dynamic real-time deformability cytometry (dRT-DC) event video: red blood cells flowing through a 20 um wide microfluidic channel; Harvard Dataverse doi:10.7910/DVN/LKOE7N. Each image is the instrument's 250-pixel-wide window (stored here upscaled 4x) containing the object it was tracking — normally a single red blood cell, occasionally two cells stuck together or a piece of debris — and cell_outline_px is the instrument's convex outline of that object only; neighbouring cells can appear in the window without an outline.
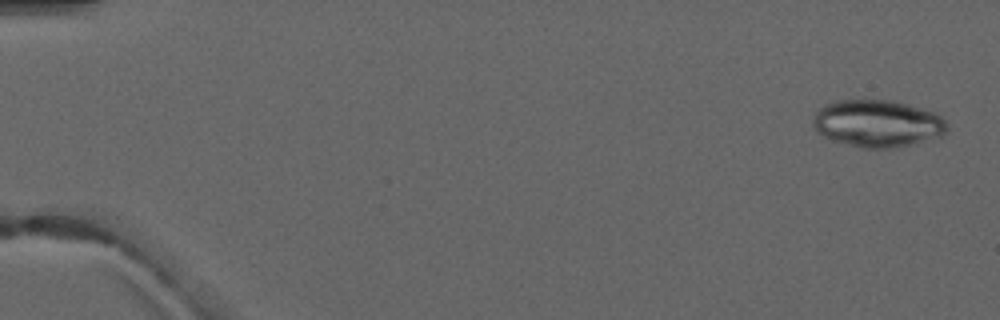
{"species": "common noctule bat (a hibernating species)", "species_latin": "Nyctalus noctula", "temperature_condition": "warm", "stored_images_in_passage": 6, "camera_frame_rate_fps": 3000, "um_per_image_px": 0.085, "animal": {"sex": "male", "forearm_length_mm": 52.5}, "frame": {"image": 1, "passage_image": 1, "time_ms": 0.0, "image_size_px": [1000, 320], "cell_outline_px": [[948, 132], [944, 136], [896, 148], [860, 148], [832, 140], [816, 132], [812, 128], [812, 120], [816, 112], [824, 104], [836, 100], [892, 100], [908, 104], [936, 112], [948, 124]], "centroid_in_image_um": [74.6, 10.5], "position_along_channel_um": 10.4, "area_um2": 37.45}}